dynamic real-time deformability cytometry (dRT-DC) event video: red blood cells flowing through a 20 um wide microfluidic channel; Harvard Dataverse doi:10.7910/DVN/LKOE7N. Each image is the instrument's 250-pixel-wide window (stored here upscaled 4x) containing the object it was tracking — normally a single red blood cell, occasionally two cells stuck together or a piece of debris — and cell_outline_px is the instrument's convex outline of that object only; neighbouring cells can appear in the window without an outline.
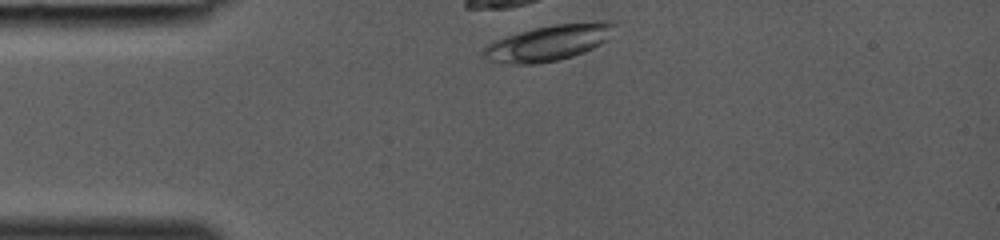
{"species": "common noctule bat (a hibernating species)", "species_latin": "Nyctalus noctula", "temperature_condition": "room temperature", "stored_images_in_passage": 2, "camera_frame_rate_fps": 3000, "um_per_image_px": 0.085, "animal": {"sex": "female", "body_mass_g": 19.0, "forearm_length_mm": 53.3}, "frame": {"image": 1, "passage_image": 1, "time_ms": 0.0, "image_size_px": [1000, 240], "cell_outline_px": [[616, 24], [608, 40], [584, 52], [560, 60], [536, 64], [512, 64], [484, 60], [480, 56], [480, 52], [492, 40], [504, 36], [552, 24], [596, 20], [604, 20]], "centroid_in_image_um": [46.6, 3.63], "position_along_channel_um": 38.4, "area_um2": 27.86}}